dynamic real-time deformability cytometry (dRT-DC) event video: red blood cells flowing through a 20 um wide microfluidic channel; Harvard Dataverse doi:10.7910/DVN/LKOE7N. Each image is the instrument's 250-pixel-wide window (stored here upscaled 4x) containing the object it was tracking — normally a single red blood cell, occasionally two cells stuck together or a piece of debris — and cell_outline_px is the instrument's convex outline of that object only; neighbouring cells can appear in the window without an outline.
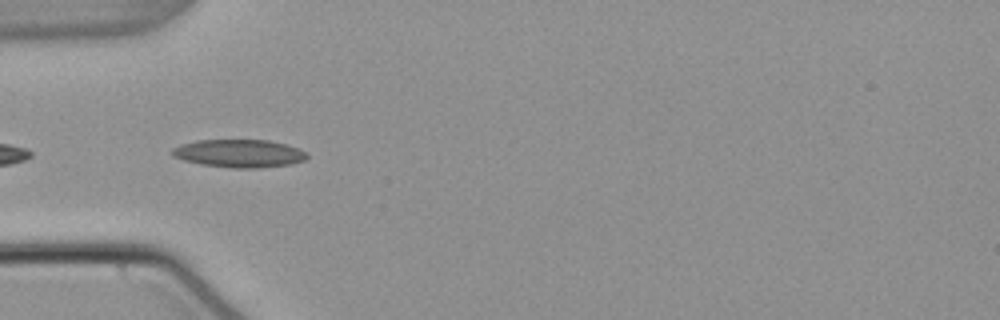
{"species": "common noctule bat (a hibernating species)", "species_latin": "Nyctalus noctula", "temperature_condition": "warm", "stored_images_in_passage": 5, "camera_frame_rate_fps": 3000, "um_per_image_px": 0.085, "animal": {"sex": "male", "body_mass_g": 21.5, "forearm_length_mm": 52.0}, "frame": {"image": 1, "passage_image": 2, "time_ms": 0.333, "image_size_px": [1000, 320], "cell_outline_px": [[308, 156], [304, 160], [292, 164], [260, 168], [232, 168], [200, 164], [184, 160], [172, 156], [168, 152], [172, 148], [180, 144], [196, 140], [268, 140], [284, 144], [308, 152]], "centroid_in_image_um": [20.29, 13.04], "position_along_channel_um": 64.7, "area_um2": 22.14}}